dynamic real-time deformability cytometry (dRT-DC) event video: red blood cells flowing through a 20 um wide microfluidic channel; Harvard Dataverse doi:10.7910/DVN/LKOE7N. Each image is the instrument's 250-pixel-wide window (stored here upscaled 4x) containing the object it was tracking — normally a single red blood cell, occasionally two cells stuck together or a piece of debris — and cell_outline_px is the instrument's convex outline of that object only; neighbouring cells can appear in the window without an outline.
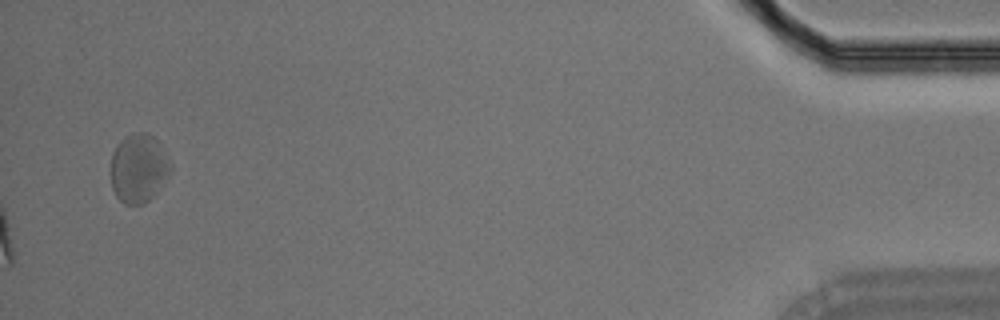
{"species": "Egyptian fruit bat (a non-hibernating species)", "species_latin": "Rousettus aegyptiacus", "temperature_condition": "room temperature", "stored_images_in_passage": 36, "camera_frame_rate_fps": 3000, "um_per_image_px": 0.085, "animal": {"sex": "male"}, "frame": {"image": 1, "passage_image": 36, "time_ms": 11.667, "image_size_px": [1000, 320], "cell_outline_px": [[172, 172], [156, 192], [144, 204], [124, 204], [116, 196], [112, 188], [112, 152], [116, 144], [124, 136], [132, 132], [148, 132], [152, 136], [172, 164]], "centroid_in_image_um": [11.77, 14.29], "position_along_channel_um": 423.4, "area_um2": 23.87}}